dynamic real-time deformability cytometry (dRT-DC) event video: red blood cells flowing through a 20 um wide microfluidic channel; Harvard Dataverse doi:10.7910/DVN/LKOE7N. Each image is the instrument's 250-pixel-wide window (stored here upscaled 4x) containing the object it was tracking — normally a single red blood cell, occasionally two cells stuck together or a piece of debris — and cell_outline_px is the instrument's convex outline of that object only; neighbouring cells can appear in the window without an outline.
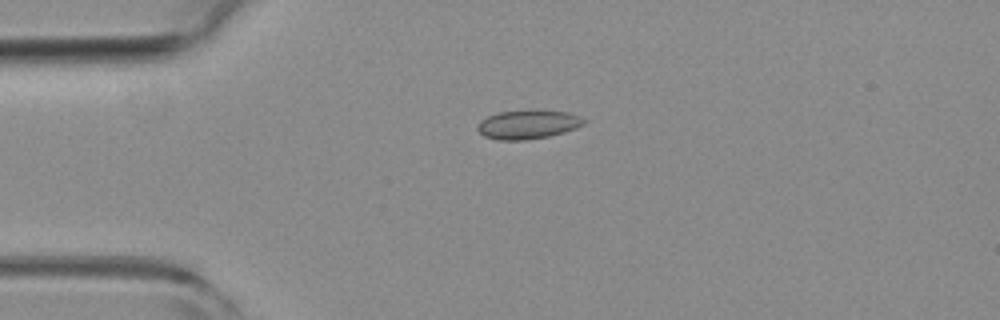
{"species": "common noctule bat (a hibernating species)", "species_latin": "Nyctalus noctula", "temperature_condition": "room temperature", "stored_images_in_passage": 5, "camera_frame_rate_fps": 3000, "um_per_image_px": 0.085, "animal": {"sex": "female", "body_mass_g": 19.3, "forearm_length_mm": 54.1}, "frame": {"image": 1, "passage_image": 4, "time_ms": 1.0, "image_size_px": [1000, 320], "cell_outline_px": [[588, 120], [584, 124], [576, 128], [564, 132], [548, 136], [524, 140], [496, 140], [484, 136], [476, 128], [476, 124], [480, 120], [496, 112], [568, 112], [580, 116]], "centroid_in_image_um": [44.85, 10.61], "position_along_channel_um": 40.2, "area_um2": 17.51}}